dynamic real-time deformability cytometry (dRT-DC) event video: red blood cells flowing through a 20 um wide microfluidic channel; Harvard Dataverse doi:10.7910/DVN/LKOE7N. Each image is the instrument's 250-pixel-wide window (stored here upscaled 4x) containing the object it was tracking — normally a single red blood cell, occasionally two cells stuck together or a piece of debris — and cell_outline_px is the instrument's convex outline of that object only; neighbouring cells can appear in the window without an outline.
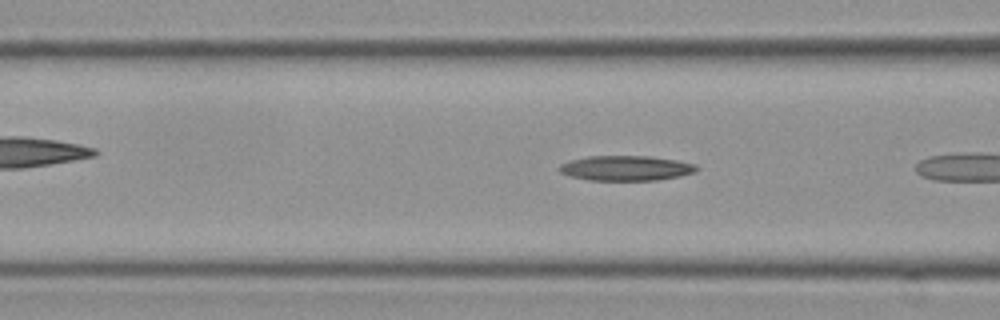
{"species": "Egyptian fruit bat (a non-hibernating species)", "species_latin": "Rousettus aegyptiacus", "temperature_condition": "cold", "stored_images_in_passage": 6, "camera_frame_rate_fps": 3000, "um_per_image_px": 0.085, "frame": {"image": 1, "passage_image": 4, "time_ms": 1.0, "image_size_px": [1000, 320], "cell_outline_px": [[700, 168], [696, 172], [680, 176], [656, 180], [588, 180], [572, 176], [560, 172], [560, 164], [572, 160], [588, 156], [652, 156], [676, 160], [696, 164]], "centroid_in_image_um": [53.27, 14.29], "position_along_channel_um": 113.3, "area_um2": 19.94}}